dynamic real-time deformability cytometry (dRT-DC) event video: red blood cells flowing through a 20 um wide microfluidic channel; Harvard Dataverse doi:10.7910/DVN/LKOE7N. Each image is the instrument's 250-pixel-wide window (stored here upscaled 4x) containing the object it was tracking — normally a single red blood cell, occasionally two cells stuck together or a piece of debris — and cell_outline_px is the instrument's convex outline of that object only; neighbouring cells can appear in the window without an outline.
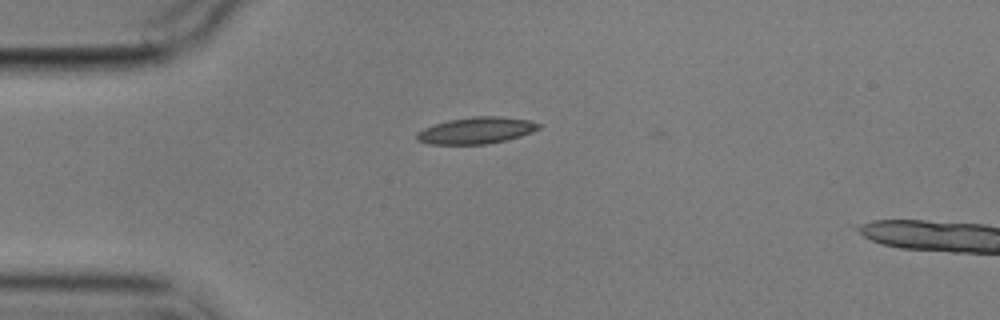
{"species": "common noctule bat (a hibernating species)", "species_latin": "Nyctalus noctula", "temperature_condition": "cold", "stored_images_in_passage": 2, "camera_frame_rate_fps": 3000, "um_per_image_px": 0.085, "animal": {"sex": "male", "body_mass_g": 17.9}, "frame": {"image": 1, "passage_image": 1, "time_ms": 0.0, "image_size_px": [1000, 320], "cell_outline_px": [[544, 124], [540, 128], [532, 132], [520, 136], [488, 144], [428, 144], [416, 140], [416, 132], [424, 128], [448, 120], [476, 116], [500, 116], [528, 120]], "centroid_in_image_um": [40.49, 11.09], "position_along_channel_um": 44.5, "area_um2": 18.9}}